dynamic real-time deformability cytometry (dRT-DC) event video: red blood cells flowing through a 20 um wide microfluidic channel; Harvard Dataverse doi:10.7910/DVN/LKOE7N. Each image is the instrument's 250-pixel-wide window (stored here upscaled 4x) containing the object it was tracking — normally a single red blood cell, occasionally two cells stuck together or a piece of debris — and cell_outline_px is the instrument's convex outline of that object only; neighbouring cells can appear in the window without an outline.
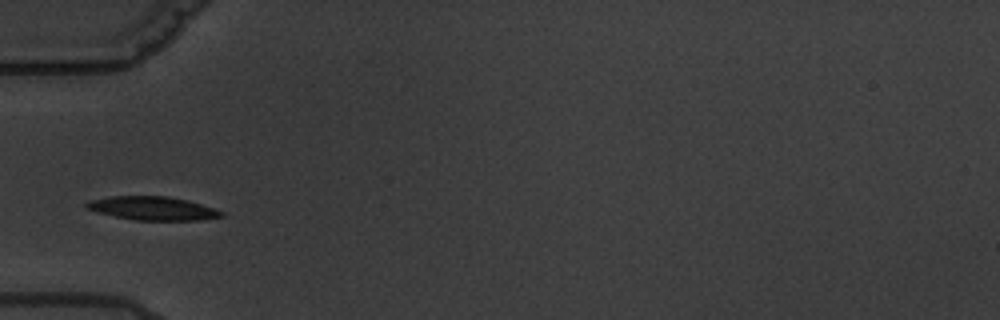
{"species": "common noctule bat (a hibernating species)", "species_latin": "Nyctalus noctula", "temperature_condition": "warm", "stored_images_in_passage": 13, "camera_frame_rate_fps": 3000, "um_per_image_px": 0.085, "animal": {"sex": "male", "body_mass_g": 19.5, "forearm_length_mm": 54.6}, "frame": {"image": 1, "passage_image": 3, "time_ms": 3.0, "image_size_px": [1000, 320], "cell_outline_px": [[224, 216], [200, 220], [136, 220], [96, 212], [84, 208], [84, 204], [88, 200], [108, 196], [168, 196], [188, 200], [224, 212]], "centroid_in_image_um": [12.92, 17.7], "position_along_channel_um": 72.1, "area_um2": 18.55}}
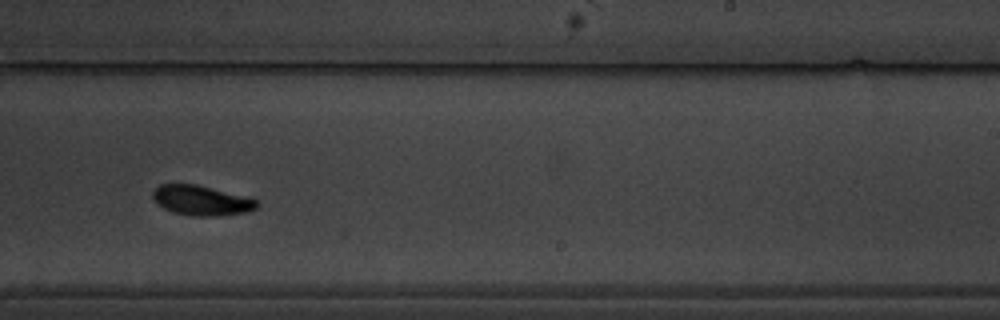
{"frame": {"image": 2, "passage_image": 8, "time_ms": 9.0, "image_size_px": [1000, 320], "cell_outline_px": [[260, 204], [256, 208], [248, 212], [216, 216], [192, 216], [172, 212], [156, 204], [152, 196], [152, 192], [160, 184], [196, 184], [252, 196]], "centroid_in_image_um": [17.17, 17.03], "position_along_channel_um": 271.8, "area_um2": 18.61}, "authors_computed_cell_mechanics": {"area_um2": 18.0914, "velocity_mm_per_s": 3.3401, "shape_relaxation_time_tau1_ms": 1.961, "shape_relaxation_time_tau2_ms": null, "deformation_change_tau1": 0.1048, "deformation_change_tau2": null}}